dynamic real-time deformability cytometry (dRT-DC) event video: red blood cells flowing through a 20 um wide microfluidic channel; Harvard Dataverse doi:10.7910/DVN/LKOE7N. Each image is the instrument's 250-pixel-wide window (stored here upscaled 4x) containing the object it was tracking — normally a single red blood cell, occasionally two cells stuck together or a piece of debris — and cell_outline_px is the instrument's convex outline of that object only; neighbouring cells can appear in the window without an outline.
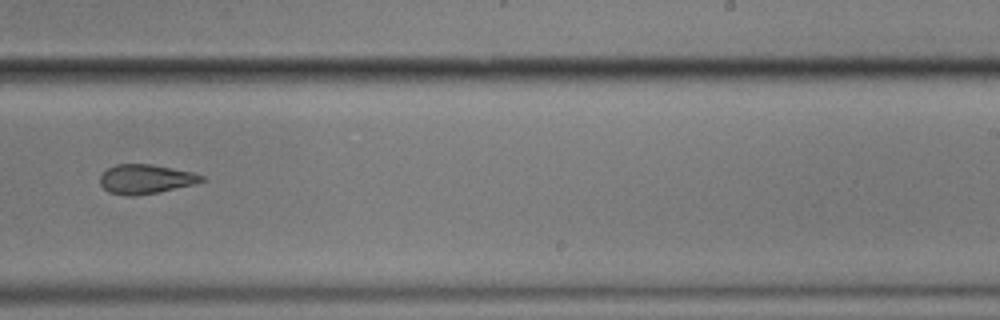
{"species": "common noctule bat (a hibernating species)", "species_latin": "Nyctalus noctula", "temperature_condition": "cold", "stored_images_in_passage": 16, "camera_frame_rate_fps": 3000, "um_per_image_px": 0.085, "animal": {"sex": "male", "body_mass_g": 17.9}, "frame": {"image": 1, "passage_image": 10, "time_ms": 11.667, "image_size_px": [1000, 320], "cell_outline_px": [[204, 180], [192, 184], [156, 192], [132, 196], [128, 196], [108, 192], [100, 184], [100, 176], [108, 168], [116, 164], [152, 164], [196, 172], [204, 176]], "centroid_in_image_um": [12.37, 15.2], "position_along_channel_um": 276.6, "area_um2": 17.22}, "authors_computed_cell_mechanics": {"area_um2": 19.4208, "velocity_mm_per_s": 3.4315, "shape_relaxation_time_tau1_ms": 4.4947, "shape_relaxation_time_tau2_ms": 4.7465, "deformation_change_tau1": 0.2086, "deformation_change_tau2": 0.1224}}